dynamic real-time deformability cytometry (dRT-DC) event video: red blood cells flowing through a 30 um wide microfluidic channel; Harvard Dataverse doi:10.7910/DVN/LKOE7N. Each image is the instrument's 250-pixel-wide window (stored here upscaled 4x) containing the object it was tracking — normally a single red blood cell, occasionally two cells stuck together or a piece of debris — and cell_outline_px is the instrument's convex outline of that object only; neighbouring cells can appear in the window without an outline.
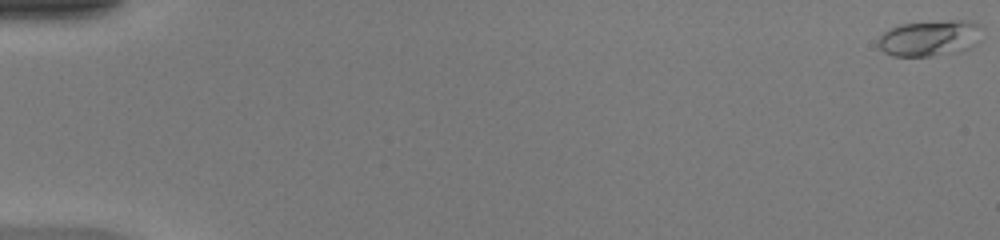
{"species": "common noctule bat (a hibernating species)", "species_latin": "Nyctalus noctula", "temperature_condition": "warm", "stored_images_in_passage": 50, "camera_frame_rate_fps": 3000, "um_per_image_px": 0.085, "animal": {"sex": "female", "body_mass_g": 20.0, "forearm_length_mm": 54.0}, "frame": {"image": 1, "passage_image": 1, "time_ms": 0.0, "image_size_px": [1000, 240], "cell_outline_px": [[984, 28], [980, 40], [976, 44], [960, 52], [932, 56], [892, 56], [884, 52], [880, 48], [880, 36], [884, 32], [900, 24], [944, 20], [972, 20], [980, 24]], "centroid_in_image_um": [79.13, 3.23], "position_along_channel_um": 5.9, "area_um2": 22.14}}
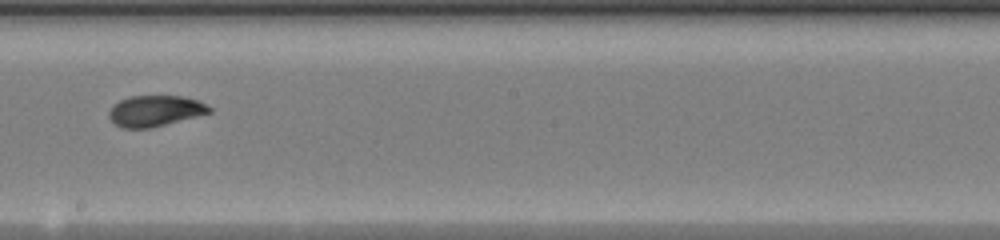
{"frame": {"image": 2, "passage_image": 30, "time_ms": 9.667, "image_size_px": [1000, 240], "cell_outline_px": [[212, 112], [148, 128], [120, 128], [108, 116], [108, 112], [112, 104], [128, 96], [184, 96], [196, 100], [212, 108]], "centroid_in_image_um": [13.13, 9.41], "position_along_channel_um": 235.1, "area_um2": 17.92}}
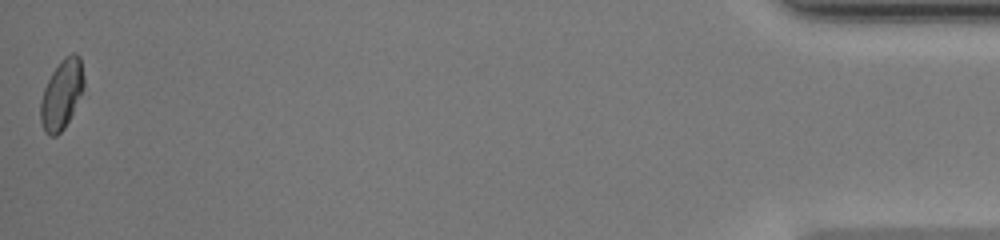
{"frame": {"image": 3, "passage_image": 50, "time_ms": 16.333, "image_size_px": [1000, 240], "cell_outline_px": [[84, 88], [64, 128], [56, 136], [48, 136], [44, 132], [40, 120], [40, 100], [44, 88], [52, 72], [64, 56], [72, 52], [76, 52], [80, 56], [84, 76]], "centroid_in_image_um": [5.23, 8.0], "position_along_channel_um": 430.0, "area_um2": 17.63}, "authors_computed_cell_mechanics": {"area_um2": 18.1781, "velocity_mm_per_s": 4.2589, "shape_relaxation_time_tau1_ms": 5.2751, "shape_relaxation_time_tau2_ms": 1.1926, "deformation_change_tau1": 0.2139, "deformation_change_tau2": 0.0574}}